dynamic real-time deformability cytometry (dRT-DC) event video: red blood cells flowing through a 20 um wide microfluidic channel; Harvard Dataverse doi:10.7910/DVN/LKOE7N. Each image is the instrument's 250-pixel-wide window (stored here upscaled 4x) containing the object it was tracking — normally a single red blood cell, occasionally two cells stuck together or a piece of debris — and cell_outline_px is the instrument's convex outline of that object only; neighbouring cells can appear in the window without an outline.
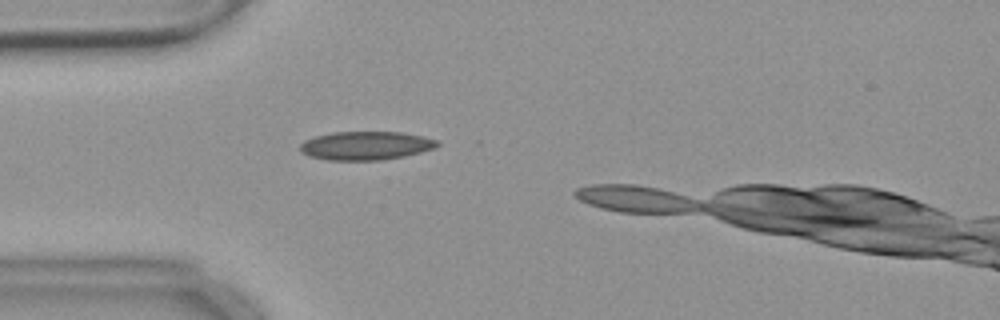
{"species": "common noctule bat (a hibernating species)", "species_latin": "Nyctalus noctula", "temperature_condition": "warm", "stored_images_in_passage": 13, "camera_frame_rate_fps": 3000, "um_per_image_px": 0.085, "animal": {"sex": "female", "body_mass_g": 18.4}, "frame": {"image": 1, "passage_image": 8, "time_ms": 2.333, "image_size_px": [1000, 320], "cell_outline_px": [[440, 144], [432, 148], [420, 152], [404, 156], [380, 160], [328, 160], [312, 156], [304, 152], [300, 148], [300, 144], [304, 140], [316, 136], [332, 132], [400, 132], [420, 136], [436, 140]], "centroid_in_image_um": [31.08, 12.37], "position_along_channel_um": 53.9, "area_um2": 22.43}}